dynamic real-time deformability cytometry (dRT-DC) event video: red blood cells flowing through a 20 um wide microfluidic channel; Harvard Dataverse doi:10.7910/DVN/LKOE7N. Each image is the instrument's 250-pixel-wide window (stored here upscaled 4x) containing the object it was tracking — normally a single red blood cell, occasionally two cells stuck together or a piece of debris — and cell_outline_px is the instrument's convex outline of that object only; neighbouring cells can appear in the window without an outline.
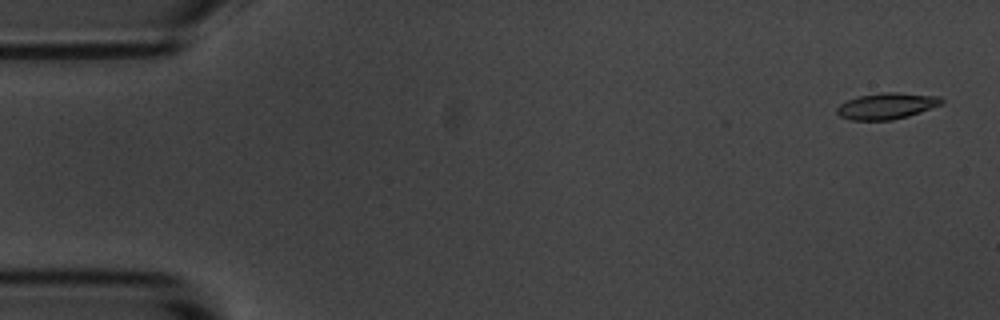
{"species": "common noctule bat (a hibernating species)", "species_latin": "Nyctalus noctula", "temperature_condition": "room temperature", "stored_images_in_passage": 55, "camera_frame_rate_fps": 3000, "um_per_image_px": 0.085, "animal": {"sex": "male", "body_mass_g": 20.1, "forearm_length_mm": 53.5}, "frame": {"image": 1, "passage_image": 2, "time_ms": 0.333, "image_size_px": [1000, 320], "cell_outline_px": [[944, 104], [908, 116], [892, 120], [852, 120], [840, 116], [836, 112], [836, 108], [840, 104], [856, 96], [884, 92], [896, 92], [940, 96], [944, 100]], "centroid_in_image_um": [75.39, 9.0], "position_along_channel_um": 9.6, "area_um2": 16.13}}
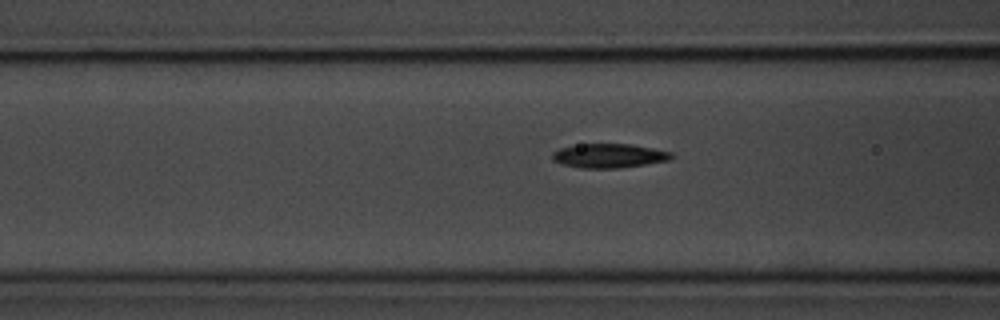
{"frame": {"image": 2, "passage_image": 21, "time_ms": 6.667, "image_size_px": [1000, 320], "cell_outline_px": [[676, 156], [668, 160], [620, 168], [580, 168], [564, 164], [552, 160], [552, 152], [560, 148], [580, 144], [632, 144], [672, 152]], "centroid_in_image_um": [51.77, 13.23], "position_along_channel_um": 114.8, "area_um2": 16.7}}
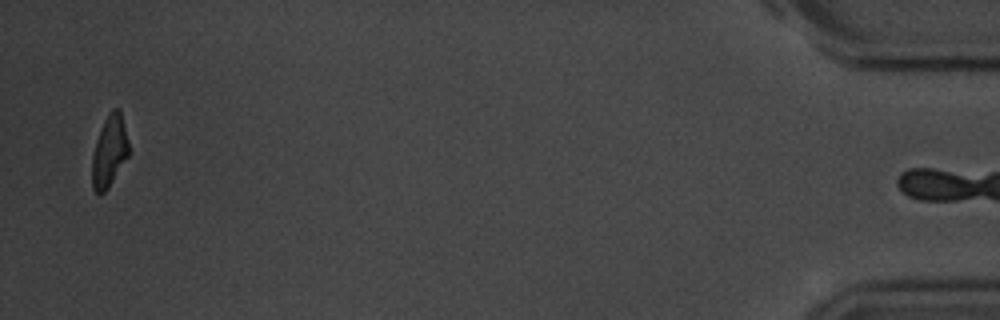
{"frame": {"image": 3, "passage_image": 54, "time_ms": 17.667, "image_size_px": [1000, 320], "cell_outline_px": [[128, 156], [108, 188], [104, 192], [96, 192], [92, 188], [92, 156], [96, 140], [104, 120], [112, 108], [120, 108], [128, 140]], "centroid_in_image_um": [9.29, 12.83], "position_along_channel_um": 425.9, "area_um2": 15.14}, "authors_computed_cell_mechanics": {"area_um2": 16.3574, "velocity_mm_per_s": 3.6316, "shape_relaxation_time_tau1_ms": 2.8493, "shape_relaxation_time_tau2_ms": 4.8307, "deformation_change_tau1": 0.1631, "deformation_change_tau2": 0.1319}}